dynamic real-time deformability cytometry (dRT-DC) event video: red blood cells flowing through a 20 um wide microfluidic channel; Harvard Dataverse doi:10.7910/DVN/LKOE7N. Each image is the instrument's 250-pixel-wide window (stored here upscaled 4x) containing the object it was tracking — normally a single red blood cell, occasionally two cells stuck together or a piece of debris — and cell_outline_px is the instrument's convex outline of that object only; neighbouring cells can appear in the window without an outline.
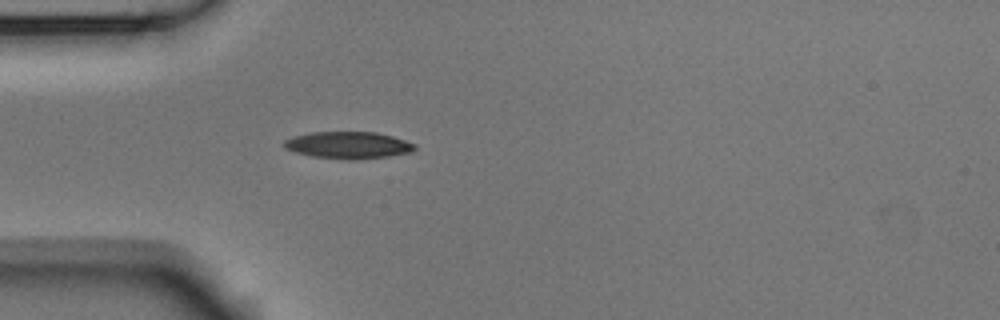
{"species": "Egyptian fruit bat (a non-hibernating species)", "species_latin": "Rousettus aegyptiacus", "temperature_condition": "room temperature", "stored_images_in_passage": 40, "camera_frame_rate_fps": 3000, "um_per_image_px": 0.085, "animal": {"sex": "male"}, "frame": {"image": 1, "passage_image": 1, "time_ms": 0.0, "image_size_px": [1000, 320], "cell_outline_px": [[416, 148], [408, 152], [388, 156], [356, 160], [348, 160], [312, 156], [296, 152], [284, 148], [284, 140], [292, 136], [312, 132], [376, 132], [392, 136], [416, 144]], "centroid_in_image_um": [29.57, 12.33], "position_along_channel_um": 55.4, "area_um2": 20.46}}
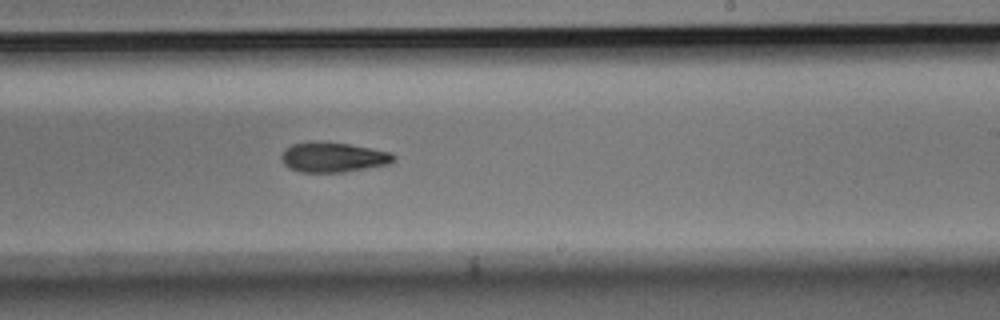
{"frame": {"image": 2, "passage_image": 18, "time_ms": 5.667, "image_size_px": [1000, 320], "cell_outline_px": [[396, 156], [388, 164], [344, 172], [300, 172], [288, 168], [280, 160], [280, 156], [284, 148], [292, 144], [308, 140], [320, 140], [348, 144], [392, 152]], "centroid_in_image_um": [28.23, 13.34], "position_along_channel_um": 260.8, "area_um2": 19.94}}
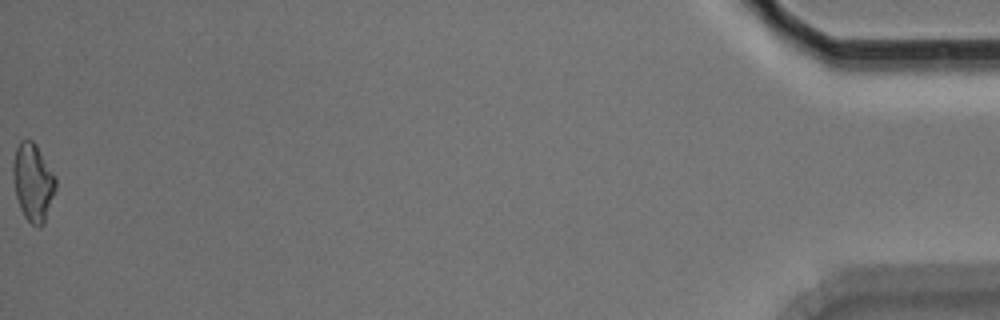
{"frame": {"image": 3, "passage_image": 40, "time_ms": 13.0, "image_size_px": [1000, 320], "cell_outline_px": [[56, 188], [44, 224], [40, 228], [36, 228], [24, 216], [20, 208], [16, 196], [12, 176], [12, 164], [16, 148], [20, 140], [32, 140], [36, 144], [56, 176]], "centroid_in_image_um": [2.8, 15.5], "position_along_channel_um": 432.4, "area_um2": 19.54}, "authors_computed_cell_mechanics": {"area_um2": 19.4497, "velocity_mm_per_s": 3.7097, "shape_relaxation_time_tau1_ms": 3.7613, "shape_relaxation_time_tau2_ms": 11.0893, "deformation_change_tau1": 0.1102, "deformation_change_tau2": 0.2259}}